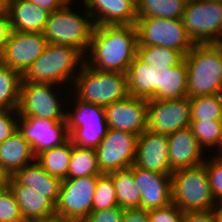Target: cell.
I'll list each match as a JSON object with an SVG mask.
<instances>
[{"label": "cell", "mask_w": 222, "mask_h": 222, "mask_svg": "<svg viewBox=\"0 0 222 222\" xmlns=\"http://www.w3.org/2000/svg\"><path fill=\"white\" fill-rule=\"evenodd\" d=\"M18 131L31 145L35 156L45 150L60 146L70 139L66 121L20 117Z\"/></svg>", "instance_id": "obj_14"}, {"label": "cell", "mask_w": 222, "mask_h": 222, "mask_svg": "<svg viewBox=\"0 0 222 222\" xmlns=\"http://www.w3.org/2000/svg\"><path fill=\"white\" fill-rule=\"evenodd\" d=\"M77 100L106 107L129 95L127 73L98 71L85 63L75 75Z\"/></svg>", "instance_id": "obj_4"}, {"label": "cell", "mask_w": 222, "mask_h": 222, "mask_svg": "<svg viewBox=\"0 0 222 222\" xmlns=\"http://www.w3.org/2000/svg\"><path fill=\"white\" fill-rule=\"evenodd\" d=\"M35 157L31 145L18 130L0 144V165L10 176L33 163Z\"/></svg>", "instance_id": "obj_25"}, {"label": "cell", "mask_w": 222, "mask_h": 222, "mask_svg": "<svg viewBox=\"0 0 222 222\" xmlns=\"http://www.w3.org/2000/svg\"><path fill=\"white\" fill-rule=\"evenodd\" d=\"M188 71L185 60L174 67L154 69V99L173 100L187 97Z\"/></svg>", "instance_id": "obj_21"}, {"label": "cell", "mask_w": 222, "mask_h": 222, "mask_svg": "<svg viewBox=\"0 0 222 222\" xmlns=\"http://www.w3.org/2000/svg\"><path fill=\"white\" fill-rule=\"evenodd\" d=\"M191 121L222 120V109L218 94L190 99Z\"/></svg>", "instance_id": "obj_34"}, {"label": "cell", "mask_w": 222, "mask_h": 222, "mask_svg": "<svg viewBox=\"0 0 222 222\" xmlns=\"http://www.w3.org/2000/svg\"><path fill=\"white\" fill-rule=\"evenodd\" d=\"M187 0H141L137 18L159 17L181 19Z\"/></svg>", "instance_id": "obj_30"}, {"label": "cell", "mask_w": 222, "mask_h": 222, "mask_svg": "<svg viewBox=\"0 0 222 222\" xmlns=\"http://www.w3.org/2000/svg\"><path fill=\"white\" fill-rule=\"evenodd\" d=\"M134 165L144 170L172 174L173 170L169 163L168 135L148 129L139 135Z\"/></svg>", "instance_id": "obj_18"}, {"label": "cell", "mask_w": 222, "mask_h": 222, "mask_svg": "<svg viewBox=\"0 0 222 222\" xmlns=\"http://www.w3.org/2000/svg\"><path fill=\"white\" fill-rule=\"evenodd\" d=\"M84 63V55L75 47L48 43L44 52L22 76L24 81L52 83L61 86L67 80L68 82L73 80L70 81L71 83L74 82L76 77L74 75L78 73L73 71H79Z\"/></svg>", "instance_id": "obj_3"}, {"label": "cell", "mask_w": 222, "mask_h": 222, "mask_svg": "<svg viewBox=\"0 0 222 222\" xmlns=\"http://www.w3.org/2000/svg\"><path fill=\"white\" fill-rule=\"evenodd\" d=\"M118 200L116 197L115 185L109 174L102 173L99 175L95 194L93 197V211L117 207Z\"/></svg>", "instance_id": "obj_35"}, {"label": "cell", "mask_w": 222, "mask_h": 222, "mask_svg": "<svg viewBox=\"0 0 222 222\" xmlns=\"http://www.w3.org/2000/svg\"><path fill=\"white\" fill-rule=\"evenodd\" d=\"M20 185L42 193L54 205L59 199L62 180L51 176L36 161L25 165L12 176Z\"/></svg>", "instance_id": "obj_24"}, {"label": "cell", "mask_w": 222, "mask_h": 222, "mask_svg": "<svg viewBox=\"0 0 222 222\" xmlns=\"http://www.w3.org/2000/svg\"><path fill=\"white\" fill-rule=\"evenodd\" d=\"M215 212H222V198L216 202Z\"/></svg>", "instance_id": "obj_48"}, {"label": "cell", "mask_w": 222, "mask_h": 222, "mask_svg": "<svg viewBox=\"0 0 222 222\" xmlns=\"http://www.w3.org/2000/svg\"><path fill=\"white\" fill-rule=\"evenodd\" d=\"M101 174L95 149L78 147L72 142V154L67 178H82Z\"/></svg>", "instance_id": "obj_31"}, {"label": "cell", "mask_w": 222, "mask_h": 222, "mask_svg": "<svg viewBox=\"0 0 222 222\" xmlns=\"http://www.w3.org/2000/svg\"><path fill=\"white\" fill-rule=\"evenodd\" d=\"M150 222H182L184 212L174 203L149 210Z\"/></svg>", "instance_id": "obj_38"}, {"label": "cell", "mask_w": 222, "mask_h": 222, "mask_svg": "<svg viewBox=\"0 0 222 222\" xmlns=\"http://www.w3.org/2000/svg\"><path fill=\"white\" fill-rule=\"evenodd\" d=\"M133 177L141 193V209L163 208L172 203L171 174H161L132 165Z\"/></svg>", "instance_id": "obj_17"}, {"label": "cell", "mask_w": 222, "mask_h": 222, "mask_svg": "<svg viewBox=\"0 0 222 222\" xmlns=\"http://www.w3.org/2000/svg\"><path fill=\"white\" fill-rule=\"evenodd\" d=\"M136 56L153 68L174 67L182 63L185 58L181 51L164 46H137Z\"/></svg>", "instance_id": "obj_32"}, {"label": "cell", "mask_w": 222, "mask_h": 222, "mask_svg": "<svg viewBox=\"0 0 222 222\" xmlns=\"http://www.w3.org/2000/svg\"><path fill=\"white\" fill-rule=\"evenodd\" d=\"M182 222H217L215 208L184 212Z\"/></svg>", "instance_id": "obj_41"}, {"label": "cell", "mask_w": 222, "mask_h": 222, "mask_svg": "<svg viewBox=\"0 0 222 222\" xmlns=\"http://www.w3.org/2000/svg\"><path fill=\"white\" fill-rule=\"evenodd\" d=\"M190 99L183 97L173 100H148L147 129L170 135L190 127Z\"/></svg>", "instance_id": "obj_13"}, {"label": "cell", "mask_w": 222, "mask_h": 222, "mask_svg": "<svg viewBox=\"0 0 222 222\" xmlns=\"http://www.w3.org/2000/svg\"><path fill=\"white\" fill-rule=\"evenodd\" d=\"M184 60L189 99L219 94L222 88V43L195 44Z\"/></svg>", "instance_id": "obj_2"}, {"label": "cell", "mask_w": 222, "mask_h": 222, "mask_svg": "<svg viewBox=\"0 0 222 222\" xmlns=\"http://www.w3.org/2000/svg\"><path fill=\"white\" fill-rule=\"evenodd\" d=\"M137 45L135 25H95L85 64L98 71L127 73Z\"/></svg>", "instance_id": "obj_1"}, {"label": "cell", "mask_w": 222, "mask_h": 222, "mask_svg": "<svg viewBox=\"0 0 222 222\" xmlns=\"http://www.w3.org/2000/svg\"><path fill=\"white\" fill-rule=\"evenodd\" d=\"M23 76L0 62V110H17Z\"/></svg>", "instance_id": "obj_29"}, {"label": "cell", "mask_w": 222, "mask_h": 222, "mask_svg": "<svg viewBox=\"0 0 222 222\" xmlns=\"http://www.w3.org/2000/svg\"><path fill=\"white\" fill-rule=\"evenodd\" d=\"M33 4L43 8L44 10L51 12L63 9L68 3L73 0H28Z\"/></svg>", "instance_id": "obj_44"}, {"label": "cell", "mask_w": 222, "mask_h": 222, "mask_svg": "<svg viewBox=\"0 0 222 222\" xmlns=\"http://www.w3.org/2000/svg\"><path fill=\"white\" fill-rule=\"evenodd\" d=\"M0 222H25L21 209L9 187L0 191Z\"/></svg>", "instance_id": "obj_36"}, {"label": "cell", "mask_w": 222, "mask_h": 222, "mask_svg": "<svg viewBox=\"0 0 222 222\" xmlns=\"http://www.w3.org/2000/svg\"><path fill=\"white\" fill-rule=\"evenodd\" d=\"M8 14L13 31L42 33L50 12L28 0H11Z\"/></svg>", "instance_id": "obj_22"}, {"label": "cell", "mask_w": 222, "mask_h": 222, "mask_svg": "<svg viewBox=\"0 0 222 222\" xmlns=\"http://www.w3.org/2000/svg\"><path fill=\"white\" fill-rule=\"evenodd\" d=\"M168 147L170 168L173 171L202 165L207 159L190 128L168 135Z\"/></svg>", "instance_id": "obj_19"}, {"label": "cell", "mask_w": 222, "mask_h": 222, "mask_svg": "<svg viewBox=\"0 0 222 222\" xmlns=\"http://www.w3.org/2000/svg\"><path fill=\"white\" fill-rule=\"evenodd\" d=\"M122 222H150L149 212L141 208L124 209Z\"/></svg>", "instance_id": "obj_43"}, {"label": "cell", "mask_w": 222, "mask_h": 222, "mask_svg": "<svg viewBox=\"0 0 222 222\" xmlns=\"http://www.w3.org/2000/svg\"><path fill=\"white\" fill-rule=\"evenodd\" d=\"M214 156L205 160L206 172L209 178V184L215 201L222 198V154Z\"/></svg>", "instance_id": "obj_37"}, {"label": "cell", "mask_w": 222, "mask_h": 222, "mask_svg": "<svg viewBox=\"0 0 222 222\" xmlns=\"http://www.w3.org/2000/svg\"><path fill=\"white\" fill-rule=\"evenodd\" d=\"M137 46H164L186 55L195 45L182 19L159 17L137 18Z\"/></svg>", "instance_id": "obj_8"}, {"label": "cell", "mask_w": 222, "mask_h": 222, "mask_svg": "<svg viewBox=\"0 0 222 222\" xmlns=\"http://www.w3.org/2000/svg\"><path fill=\"white\" fill-rule=\"evenodd\" d=\"M95 25H135L136 7L129 0H82Z\"/></svg>", "instance_id": "obj_20"}, {"label": "cell", "mask_w": 222, "mask_h": 222, "mask_svg": "<svg viewBox=\"0 0 222 222\" xmlns=\"http://www.w3.org/2000/svg\"><path fill=\"white\" fill-rule=\"evenodd\" d=\"M28 222H74V221L63 217L60 214L53 213L52 215L38 219H33Z\"/></svg>", "instance_id": "obj_45"}, {"label": "cell", "mask_w": 222, "mask_h": 222, "mask_svg": "<svg viewBox=\"0 0 222 222\" xmlns=\"http://www.w3.org/2000/svg\"><path fill=\"white\" fill-rule=\"evenodd\" d=\"M154 69L137 56L134 58L127 71L129 95L147 100L154 99Z\"/></svg>", "instance_id": "obj_26"}, {"label": "cell", "mask_w": 222, "mask_h": 222, "mask_svg": "<svg viewBox=\"0 0 222 222\" xmlns=\"http://www.w3.org/2000/svg\"><path fill=\"white\" fill-rule=\"evenodd\" d=\"M98 177L99 175H91L63 179L55 213L74 222H84L93 211Z\"/></svg>", "instance_id": "obj_11"}, {"label": "cell", "mask_w": 222, "mask_h": 222, "mask_svg": "<svg viewBox=\"0 0 222 222\" xmlns=\"http://www.w3.org/2000/svg\"><path fill=\"white\" fill-rule=\"evenodd\" d=\"M10 177L11 176L0 165V191L8 188Z\"/></svg>", "instance_id": "obj_46"}, {"label": "cell", "mask_w": 222, "mask_h": 222, "mask_svg": "<svg viewBox=\"0 0 222 222\" xmlns=\"http://www.w3.org/2000/svg\"><path fill=\"white\" fill-rule=\"evenodd\" d=\"M11 32L12 28L8 12H0V54L4 51Z\"/></svg>", "instance_id": "obj_42"}, {"label": "cell", "mask_w": 222, "mask_h": 222, "mask_svg": "<svg viewBox=\"0 0 222 222\" xmlns=\"http://www.w3.org/2000/svg\"><path fill=\"white\" fill-rule=\"evenodd\" d=\"M172 203L183 212L209 210L216 207L204 164L173 171Z\"/></svg>", "instance_id": "obj_6"}, {"label": "cell", "mask_w": 222, "mask_h": 222, "mask_svg": "<svg viewBox=\"0 0 222 222\" xmlns=\"http://www.w3.org/2000/svg\"><path fill=\"white\" fill-rule=\"evenodd\" d=\"M181 19L195 44L222 43V1L187 0Z\"/></svg>", "instance_id": "obj_7"}, {"label": "cell", "mask_w": 222, "mask_h": 222, "mask_svg": "<svg viewBox=\"0 0 222 222\" xmlns=\"http://www.w3.org/2000/svg\"><path fill=\"white\" fill-rule=\"evenodd\" d=\"M217 222H222V212H216Z\"/></svg>", "instance_id": "obj_50"}, {"label": "cell", "mask_w": 222, "mask_h": 222, "mask_svg": "<svg viewBox=\"0 0 222 222\" xmlns=\"http://www.w3.org/2000/svg\"><path fill=\"white\" fill-rule=\"evenodd\" d=\"M189 128L203 150L216 146L222 154V120L191 121Z\"/></svg>", "instance_id": "obj_33"}, {"label": "cell", "mask_w": 222, "mask_h": 222, "mask_svg": "<svg viewBox=\"0 0 222 222\" xmlns=\"http://www.w3.org/2000/svg\"><path fill=\"white\" fill-rule=\"evenodd\" d=\"M138 135L108 128L107 134L95 148L101 173L130 168L136 157Z\"/></svg>", "instance_id": "obj_12"}, {"label": "cell", "mask_w": 222, "mask_h": 222, "mask_svg": "<svg viewBox=\"0 0 222 222\" xmlns=\"http://www.w3.org/2000/svg\"><path fill=\"white\" fill-rule=\"evenodd\" d=\"M108 174L115 185L118 206L123 209L141 208V193L136 186L133 171L128 168Z\"/></svg>", "instance_id": "obj_28"}, {"label": "cell", "mask_w": 222, "mask_h": 222, "mask_svg": "<svg viewBox=\"0 0 222 222\" xmlns=\"http://www.w3.org/2000/svg\"><path fill=\"white\" fill-rule=\"evenodd\" d=\"M75 109L66 113L70 139L78 147L95 149L107 134L108 125L104 107L79 100Z\"/></svg>", "instance_id": "obj_9"}, {"label": "cell", "mask_w": 222, "mask_h": 222, "mask_svg": "<svg viewBox=\"0 0 222 222\" xmlns=\"http://www.w3.org/2000/svg\"><path fill=\"white\" fill-rule=\"evenodd\" d=\"M123 212L119 206L92 211L84 222H122Z\"/></svg>", "instance_id": "obj_40"}, {"label": "cell", "mask_w": 222, "mask_h": 222, "mask_svg": "<svg viewBox=\"0 0 222 222\" xmlns=\"http://www.w3.org/2000/svg\"><path fill=\"white\" fill-rule=\"evenodd\" d=\"M72 154V140L38 153L35 161L51 176L61 180L67 178Z\"/></svg>", "instance_id": "obj_27"}, {"label": "cell", "mask_w": 222, "mask_h": 222, "mask_svg": "<svg viewBox=\"0 0 222 222\" xmlns=\"http://www.w3.org/2000/svg\"><path fill=\"white\" fill-rule=\"evenodd\" d=\"M108 128L141 135L147 129L148 100L127 97L104 107Z\"/></svg>", "instance_id": "obj_16"}, {"label": "cell", "mask_w": 222, "mask_h": 222, "mask_svg": "<svg viewBox=\"0 0 222 222\" xmlns=\"http://www.w3.org/2000/svg\"><path fill=\"white\" fill-rule=\"evenodd\" d=\"M47 45L42 33L12 30L4 51L0 54V62L23 75Z\"/></svg>", "instance_id": "obj_15"}, {"label": "cell", "mask_w": 222, "mask_h": 222, "mask_svg": "<svg viewBox=\"0 0 222 222\" xmlns=\"http://www.w3.org/2000/svg\"><path fill=\"white\" fill-rule=\"evenodd\" d=\"M69 4L50 13L42 34L49 44L73 46L86 55L95 24L88 11L80 15Z\"/></svg>", "instance_id": "obj_5"}, {"label": "cell", "mask_w": 222, "mask_h": 222, "mask_svg": "<svg viewBox=\"0 0 222 222\" xmlns=\"http://www.w3.org/2000/svg\"><path fill=\"white\" fill-rule=\"evenodd\" d=\"M131 2V4L133 6H135L136 8L138 7V5L140 4L141 0H129Z\"/></svg>", "instance_id": "obj_49"}, {"label": "cell", "mask_w": 222, "mask_h": 222, "mask_svg": "<svg viewBox=\"0 0 222 222\" xmlns=\"http://www.w3.org/2000/svg\"><path fill=\"white\" fill-rule=\"evenodd\" d=\"M219 97H220V102H221V109H222V88H221V90H220V92H219Z\"/></svg>", "instance_id": "obj_51"}, {"label": "cell", "mask_w": 222, "mask_h": 222, "mask_svg": "<svg viewBox=\"0 0 222 222\" xmlns=\"http://www.w3.org/2000/svg\"><path fill=\"white\" fill-rule=\"evenodd\" d=\"M8 187L14 194L25 222L55 213V205L49 199L32 188L20 185L12 176Z\"/></svg>", "instance_id": "obj_23"}, {"label": "cell", "mask_w": 222, "mask_h": 222, "mask_svg": "<svg viewBox=\"0 0 222 222\" xmlns=\"http://www.w3.org/2000/svg\"><path fill=\"white\" fill-rule=\"evenodd\" d=\"M11 0H0V12H8Z\"/></svg>", "instance_id": "obj_47"}, {"label": "cell", "mask_w": 222, "mask_h": 222, "mask_svg": "<svg viewBox=\"0 0 222 222\" xmlns=\"http://www.w3.org/2000/svg\"><path fill=\"white\" fill-rule=\"evenodd\" d=\"M52 83H34L22 80L18 115L27 118H43L53 121H66V111L62 109L59 95L53 92ZM58 98V99H57ZM60 102H59V101Z\"/></svg>", "instance_id": "obj_10"}, {"label": "cell", "mask_w": 222, "mask_h": 222, "mask_svg": "<svg viewBox=\"0 0 222 222\" xmlns=\"http://www.w3.org/2000/svg\"><path fill=\"white\" fill-rule=\"evenodd\" d=\"M17 118V110H0V144L18 130Z\"/></svg>", "instance_id": "obj_39"}]
</instances>
